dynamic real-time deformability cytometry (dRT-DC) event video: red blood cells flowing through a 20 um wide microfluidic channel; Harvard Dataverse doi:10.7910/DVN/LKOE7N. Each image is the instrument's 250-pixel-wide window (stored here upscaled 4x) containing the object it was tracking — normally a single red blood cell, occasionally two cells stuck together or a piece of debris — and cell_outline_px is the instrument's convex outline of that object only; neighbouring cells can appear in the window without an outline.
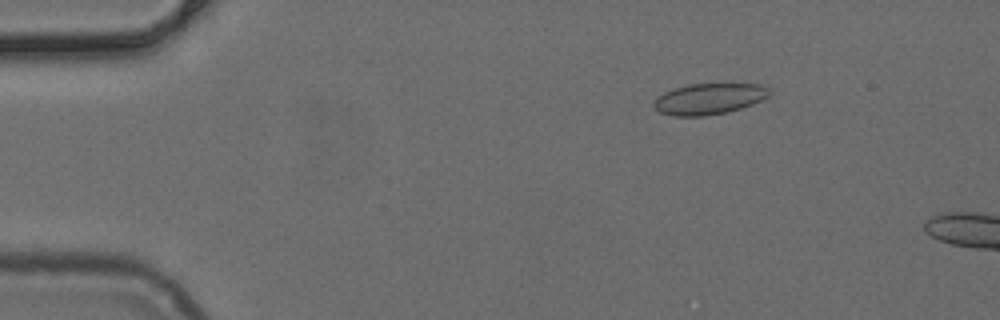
{"species": "common noctule bat (a hibernating species)", "species_latin": "Nyctalus noctula", "temperature_condition": "cold", "stored_images_in_passage": 14, "camera_frame_rate_fps": 3000, "um_per_image_px": 0.085, "animal": {"sex": "female", "body_mass_g": 24.6, "forearm_length_mm": 56.2}, "frame": {"image": 1, "passage_image": 8, "time_ms": 2.333, "image_size_px": [1000, 320], "cell_outline_px": [[772, 92], [768, 96], [752, 104], [740, 108], [724, 112], [704, 116], [672, 116], [660, 112], [652, 104], [652, 100], [656, 96], [664, 92], [688, 84], [732, 80], [760, 84], [768, 88]], "centroid_in_image_um": [60.3, 8.33], "position_along_channel_um": 24.7, "area_um2": 21.85}}